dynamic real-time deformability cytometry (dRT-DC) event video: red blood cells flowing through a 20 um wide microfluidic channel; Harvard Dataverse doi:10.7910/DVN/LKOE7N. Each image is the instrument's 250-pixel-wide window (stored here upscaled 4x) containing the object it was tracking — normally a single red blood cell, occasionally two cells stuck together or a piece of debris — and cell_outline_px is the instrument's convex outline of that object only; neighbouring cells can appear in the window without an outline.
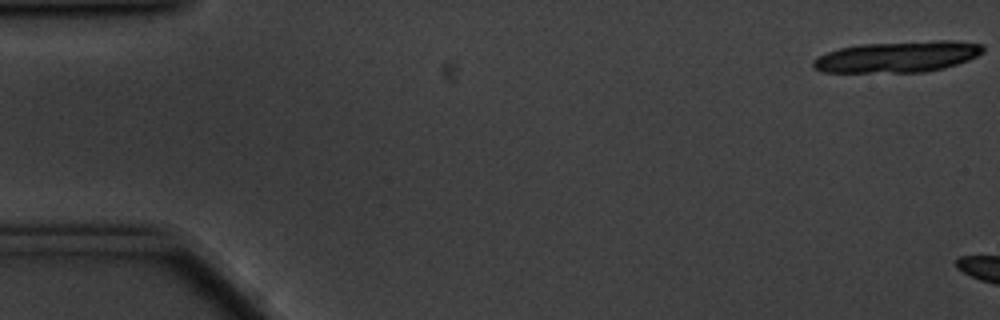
{"species": "common noctule bat (a hibernating species)", "species_latin": "Nyctalus noctula", "temperature_condition": "cold", "stored_images_in_passage": 6, "camera_frame_rate_fps": 3000, "um_per_image_px": 0.085, "animal": {"sex": "male", "body_mass_g": 20.1, "forearm_length_mm": 53.5}, "frame": {"image": 1, "passage_image": 1, "time_ms": 0.0, "image_size_px": [1000, 320], "cell_outline_px": [[984, 52], [968, 60], [944, 68], [924, 72], [820, 72], [812, 68], [812, 60], [816, 56], [840, 48], [860, 44], [936, 40], [956, 40], [984, 44]], "centroid_in_image_um": [76.29, 4.82], "position_along_channel_um": 8.7, "area_um2": 31.15}}